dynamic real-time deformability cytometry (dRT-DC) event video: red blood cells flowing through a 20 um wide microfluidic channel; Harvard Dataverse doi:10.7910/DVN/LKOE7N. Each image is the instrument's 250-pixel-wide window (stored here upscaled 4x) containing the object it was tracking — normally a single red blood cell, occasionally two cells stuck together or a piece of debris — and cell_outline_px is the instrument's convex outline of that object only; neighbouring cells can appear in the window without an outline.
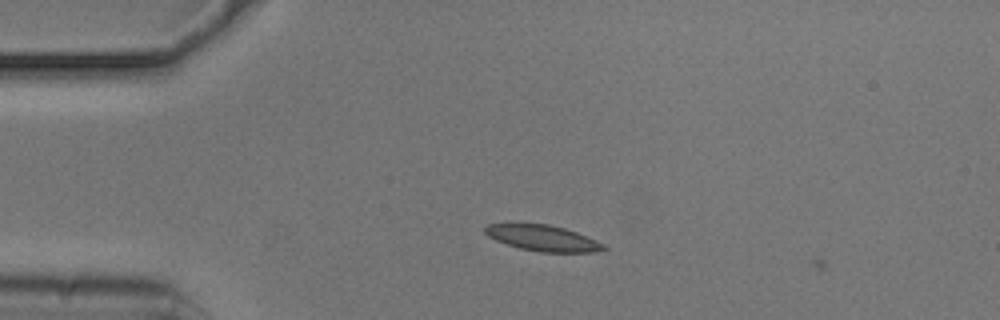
{"species": "common noctule bat (a hibernating species)", "species_latin": "Nyctalus noctula", "temperature_condition": "cold", "stored_images_in_passage": 10, "camera_frame_rate_fps": 3000, "um_per_image_px": 0.085, "animal": {"sex": "male", "body_mass_g": 20.5, "forearm_length_mm": 52.5}, "frame": {"image": 1, "passage_image": 9, "time_ms": 2.667, "image_size_px": [1000, 320], "cell_outline_px": [[608, 248], [592, 252], [540, 252], [520, 248], [496, 240], [488, 236], [484, 232], [484, 228], [488, 224], [512, 220], [548, 224], [564, 228], [576, 232], [596, 240], [604, 244]], "centroid_in_image_um": [46.04, 20.18], "position_along_channel_um": 39.0, "area_um2": 18.5}}